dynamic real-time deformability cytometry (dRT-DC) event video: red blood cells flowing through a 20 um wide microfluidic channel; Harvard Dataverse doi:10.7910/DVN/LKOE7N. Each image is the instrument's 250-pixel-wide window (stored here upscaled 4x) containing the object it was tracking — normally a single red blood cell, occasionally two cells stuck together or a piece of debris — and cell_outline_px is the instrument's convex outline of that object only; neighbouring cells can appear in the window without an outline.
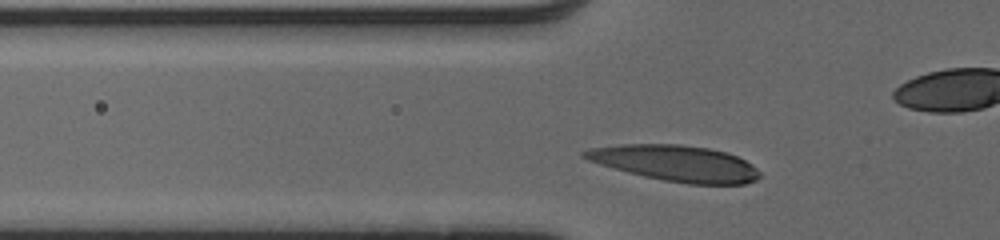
{"species": "human", "species_latin": "Homo sapiens", "temperature_condition": "cold", "stored_images_in_passage": 29, "camera_frame_rate_fps": 3000, "um_per_image_px": 0.085, "donor": {"sex": "male"}, "frame": {"image": 1, "passage_image": 3, "time_ms": 0.667, "image_size_px": [1000, 240], "cell_outline_px": [[760, 176], [756, 180], [744, 184], [688, 184], [664, 180], [644, 176], [628, 172], [600, 164], [588, 160], [580, 156], [580, 152], [592, 148], [620, 144], [680, 144], [708, 148], [728, 152], [752, 164], [760, 172]], "centroid_in_image_um": [57.43, 13.87], "position_along_channel_um": 68.4, "area_um2": 36.65}}
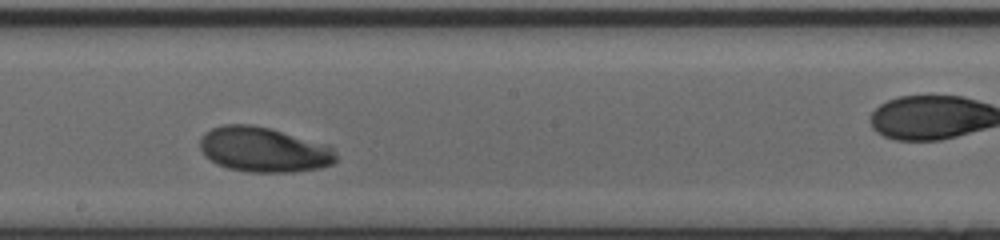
{"frame": {"image": 2, "passage_image": 15, "time_ms": 4.667, "image_size_px": [1000, 240], "cell_outline_px": [[336, 160], [332, 164], [320, 168], [296, 172], [248, 172], [228, 168], [216, 164], [204, 156], [200, 148], [200, 140], [204, 132], [212, 128], [224, 124], [252, 124], [272, 128], [328, 144], [332, 148], [336, 156]], "centroid_in_image_um": [22.41, 12.71], "position_along_channel_um": 225.8, "area_um2": 36.13}}
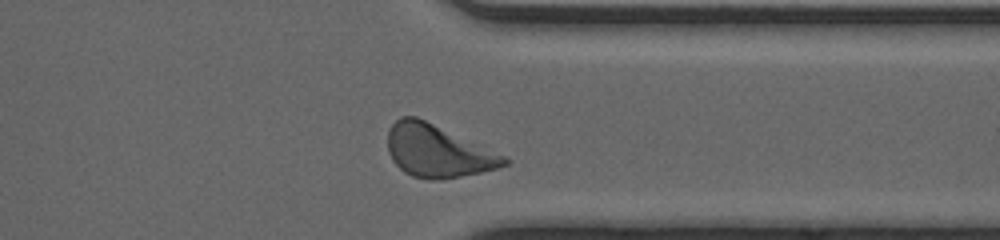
{"frame": {"image": 3, "passage_image": 26, "time_ms": 8.333, "image_size_px": [1000, 240], "cell_outline_px": [[508, 164], [496, 168], [480, 172], [440, 180], [428, 180], [412, 176], [404, 172], [392, 160], [388, 152], [388, 128], [400, 116], [416, 116], [504, 156], [508, 160]], "centroid_in_image_um": [37.13, 12.85], "position_along_channel_um": 374.3, "area_um2": 35.03}}